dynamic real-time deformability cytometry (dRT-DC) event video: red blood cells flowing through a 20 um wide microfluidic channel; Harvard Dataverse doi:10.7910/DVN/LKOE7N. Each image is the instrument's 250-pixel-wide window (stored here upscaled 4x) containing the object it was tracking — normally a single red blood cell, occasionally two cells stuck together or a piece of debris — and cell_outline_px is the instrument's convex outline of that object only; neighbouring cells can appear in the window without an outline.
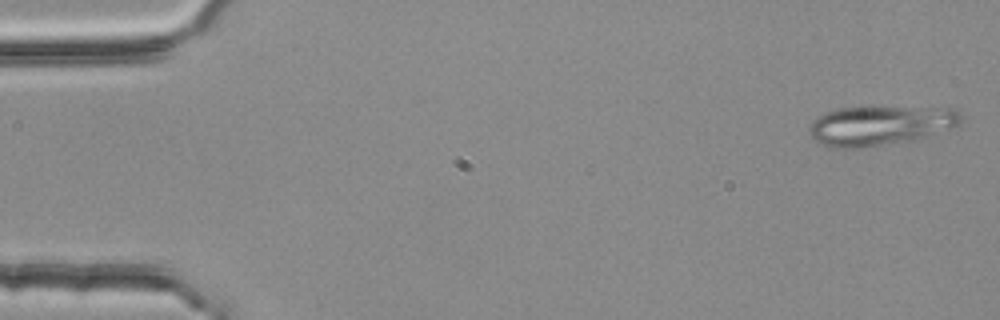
{"species": "common noctule bat (a hibernating species)", "species_latin": "Nyctalus noctula", "temperature_condition": "room temperature", "stored_images_in_passage": 53, "camera_frame_rate_fps": 3000, "um_per_image_px": 0.085, "animal": {"sex": "female", "body_mass_g": 25.1}, "frame": {"image": 1, "passage_image": 1, "time_ms": 0.0, "image_size_px": [1000, 320], "cell_outline_px": [[964, 120], [960, 124], [920, 140], [860, 148], [832, 148], [812, 140], [808, 132], [808, 128], [824, 112], [840, 108], [936, 108], [960, 112]], "centroid_in_image_um": [74.8, 10.71], "position_along_channel_um": 10.2, "area_um2": 34.85}}
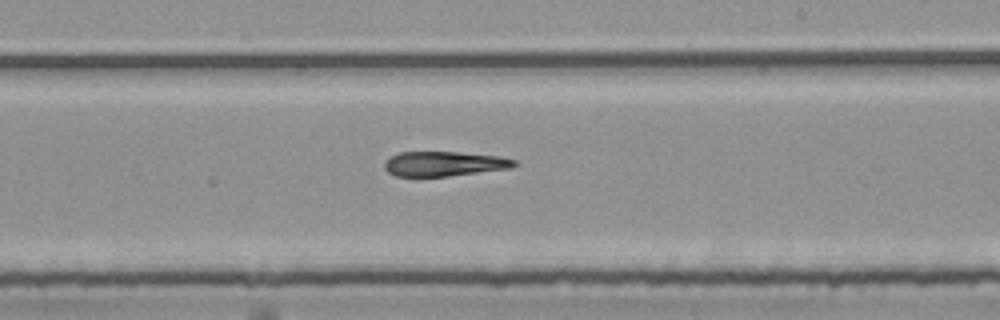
{"frame": {"image": 2, "passage_image": 31, "time_ms": 10.0, "image_size_px": [1000, 320], "cell_outline_px": [[520, 164], [512, 168], [448, 176], [396, 176], [388, 172], [384, 168], [384, 160], [400, 152], [460, 152], [500, 156], [516, 160]], "centroid_in_image_um": [37.79, 13.92], "position_along_channel_um": 251.2, "area_um2": 18.84}}
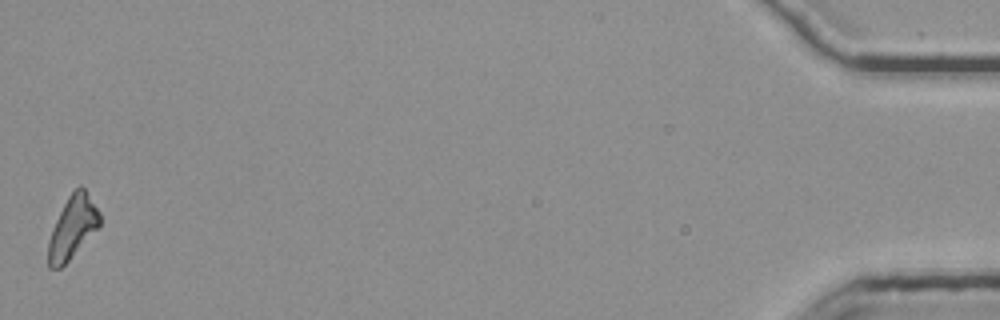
{"frame": {"image": 3, "passage_image": 53, "time_ms": 17.333, "image_size_px": [1000, 320], "cell_outline_px": [[100, 224], [68, 260], [60, 268], [48, 268], [48, 240], [52, 228], [68, 196], [80, 184], [84, 188], [100, 212]], "centroid_in_image_um": [6.14, 19.31], "position_along_channel_um": 429.1, "area_um2": 18.21}}